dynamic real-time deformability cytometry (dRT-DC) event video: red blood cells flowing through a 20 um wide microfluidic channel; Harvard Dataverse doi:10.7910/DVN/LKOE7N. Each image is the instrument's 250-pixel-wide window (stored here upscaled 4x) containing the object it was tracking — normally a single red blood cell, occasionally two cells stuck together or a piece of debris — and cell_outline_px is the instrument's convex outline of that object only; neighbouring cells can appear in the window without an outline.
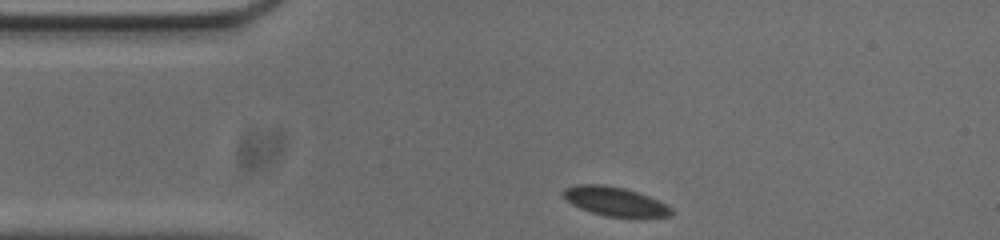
{"species": "common noctule bat (a hibernating species)", "species_latin": "Nyctalus noctula", "temperature_condition": "cold", "stored_images_in_passage": 48, "segment_of_instrument_passage": [1, 2], "camera_frame_rate_fps": 3000, "um_per_image_px": 0.085, "animal": {"sex": "male", "body_mass_g": 20.0, "forearm_length_mm": 53.3}, "frame": {"image": 1, "passage_image": 1, "time_ms": 0.0, "image_size_px": [1000, 240], "cell_outline_px": [[672, 216], [604, 216], [580, 208], [572, 204], [560, 192], [564, 188], [576, 184], [604, 184], [624, 188], [648, 196], [672, 208]], "centroid_in_image_um": [52.2, 17.1], "position_along_channel_um": 32.8, "area_um2": 17.92}}
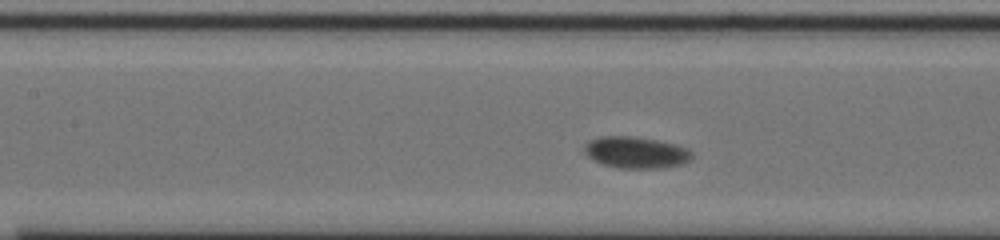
{"frame": {"image": 2, "passage_image": 14, "time_ms": 4.333, "image_size_px": [1000, 240], "cell_outline_px": [[692, 160], [684, 164], [664, 168], [620, 168], [604, 164], [592, 160], [584, 152], [584, 144], [588, 140], [600, 136], [636, 136], [656, 140], [688, 148], [692, 152]], "centroid_in_image_um": [54.05, 12.96], "position_along_channel_um": 153.3, "area_um2": 20.0}}
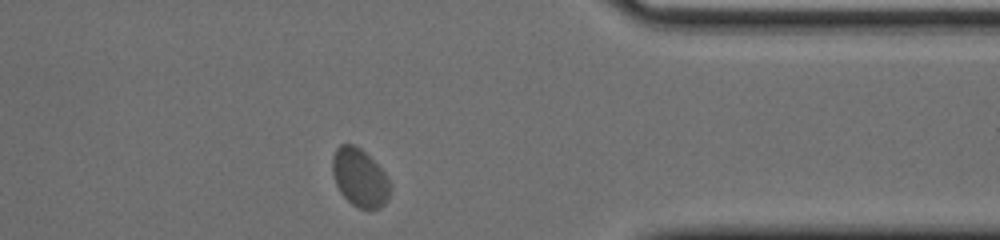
{"frame": {"image": 3, "passage_image": 35, "time_ms": 11.333, "image_size_px": [1000, 240], "cell_outline_px": [[392, 188], [388, 200], [380, 208], [356, 208], [340, 192], [336, 184], [332, 172], [332, 156], [336, 148], [340, 144], [352, 144], [360, 148], [384, 172]], "centroid_in_image_um": [30.57, 15.11], "position_along_channel_um": 380.8, "area_um2": 19.48}}